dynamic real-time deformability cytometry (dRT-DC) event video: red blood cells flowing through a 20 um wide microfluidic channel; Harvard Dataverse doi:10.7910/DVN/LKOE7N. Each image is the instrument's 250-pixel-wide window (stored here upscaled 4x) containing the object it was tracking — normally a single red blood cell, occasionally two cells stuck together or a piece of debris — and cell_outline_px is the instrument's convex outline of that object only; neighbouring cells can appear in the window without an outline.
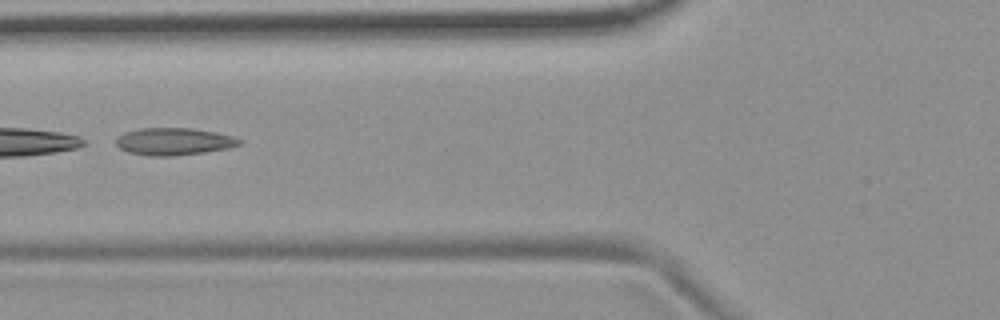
{"species": "common noctule bat (a hibernating species)", "species_latin": "Nyctalus noctula", "temperature_condition": "room temperature", "stored_images_in_passage": 29, "camera_frame_rate_fps": 3000, "um_per_image_px": 0.085, "animal": {"sex": "female", "body_mass_g": 19.9}, "frame": {"image": 1, "passage_image": 21, "time_ms": 6.667, "image_size_px": [1000, 320], "cell_outline_px": [[244, 140], [240, 144], [228, 148], [204, 152], [172, 156], [148, 156], [128, 152], [120, 148], [116, 144], [116, 136], [124, 132], [140, 128], [192, 128], [216, 132], [232, 136]], "centroid_in_image_um": [14.76, 12.02], "position_along_channel_um": 111.0, "area_um2": 19.71}}